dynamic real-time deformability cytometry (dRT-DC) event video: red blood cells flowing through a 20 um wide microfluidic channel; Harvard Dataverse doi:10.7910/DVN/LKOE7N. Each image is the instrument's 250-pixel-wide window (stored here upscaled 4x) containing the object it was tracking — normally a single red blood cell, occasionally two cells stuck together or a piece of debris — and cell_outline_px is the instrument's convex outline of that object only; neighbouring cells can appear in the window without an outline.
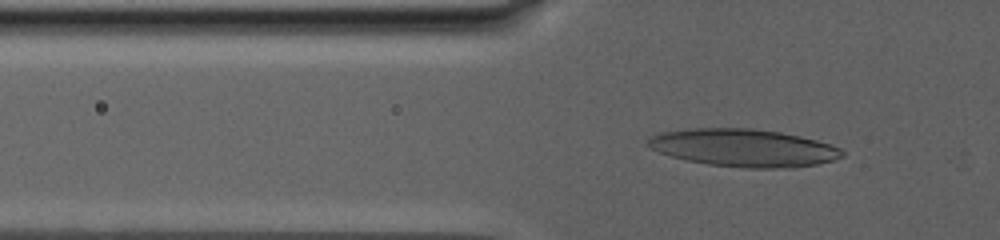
{"species": "human", "species_latin": "Homo sapiens", "temperature_condition": "warm", "stored_images_in_passage": 87, "camera_frame_rate_fps": 3000, "um_per_image_px": 0.085, "donor": {"sex": "male"}, "frame": {"image": 1, "passage_image": 44, "time_ms": 11.333, "image_size_px": [1000, 240], "cell_outline_px": [[844, 156], [832, 160], [816, 164], [792, 168], [748, 168], [708, 164], [688, 160], [672, 156], [648, 148], [644, 144], [652, 136], [664, 132], [688, 128], [748, 128], [780, 132], [800, 136], [816, 140], [840, 148], [844, 152]], "centroid_in_image_um": [63.2, 12.56], "position_along_channel_um": 62.6, "area_um2": 42.43}}
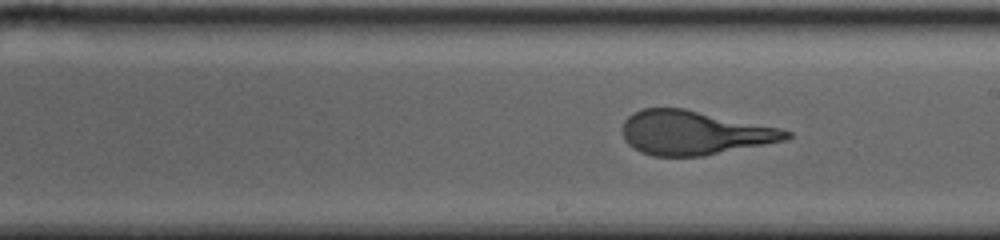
{"frame": {"image": 2, "passage_image": 67, "time_ms": 19.0, "image_size_px": [1000, 240], "cell_outline_px": [[792, 136], [788, 140], [704, 156], [652, 156], [640, 152], [632, 148], [624, 140], [624, 120], [632, 112], [640, 108], [684, 108], [780, 128], [792, 132]], "centroid_in_image_um": [59.01, 11.29], "position_along_channel_um": 230.0, "area_um2": 42.25}}
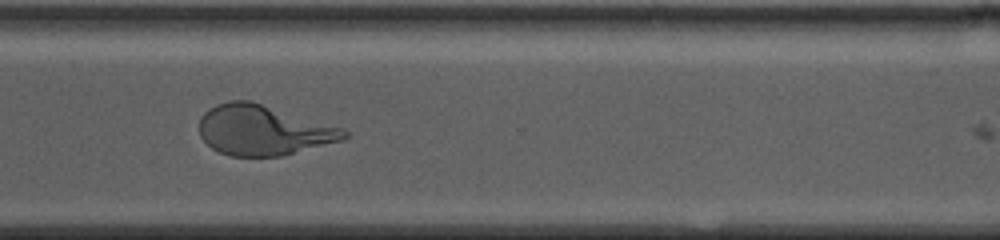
{"frame": {"image": 3, "passage_image": 86, "time_ms": 24.0, "image_size_px": [1000, 240], "cell_outline_px": [[348, 136], [344, 140], [280, 156], [232, 156], [220, 152], [212, 148], [200, 136], [200, 116], [208, 108], [216, 104], [228, 100], [252, 100], [344, 128], [348, 132]], "centroid_in_image_um": [22.38, 11.04], "position_along_channel_um": 348.2, "area_um2": 42.54}}